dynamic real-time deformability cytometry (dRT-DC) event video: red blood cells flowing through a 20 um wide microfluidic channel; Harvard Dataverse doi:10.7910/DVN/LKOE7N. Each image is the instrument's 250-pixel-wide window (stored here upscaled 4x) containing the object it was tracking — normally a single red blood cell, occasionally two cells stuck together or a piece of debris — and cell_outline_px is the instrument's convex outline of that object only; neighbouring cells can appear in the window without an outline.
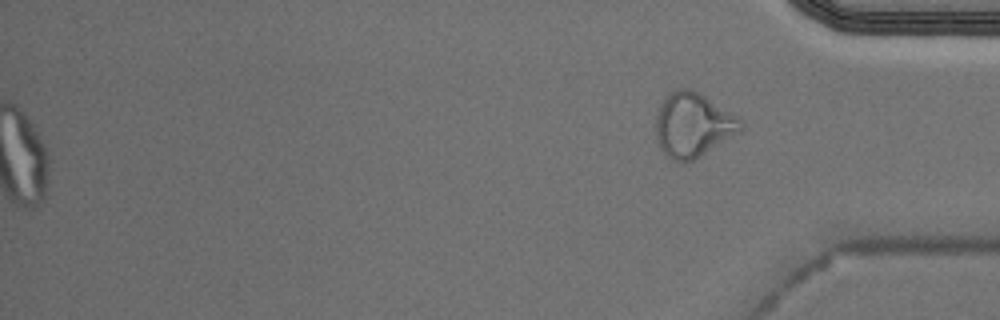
{"species": "Egyptian fruit bat (a non-hibernating species)", "species_latin": "Rousettus aegyptiacus", "temperature_condition": "cold", "stored_images_in_passage": 49, "segment_of_instrument_passage": [2, 2], "camera_frame_rate_fps": 3000, "um_per_image_px": 0.085, "animal": {"sex": "male"}, "frame": {"image": 1, "passage_image": 49, "time_ms": 16.0, "image_size_px": [1000, 320], "cell_outline_px": [[744, 128], [740, 132], [700, 156], [692, 160], [672, 160], [660, 148], [656, 140], [656, 112], [660, 104], [668, 92], [676, 88], [688, 88], [704, 96], [740, 116], [744, 120]], "centroid_in_image_um": [58.92, 10.59], "position_along_channel_um": 376.3, "area_um2": 31.91}}